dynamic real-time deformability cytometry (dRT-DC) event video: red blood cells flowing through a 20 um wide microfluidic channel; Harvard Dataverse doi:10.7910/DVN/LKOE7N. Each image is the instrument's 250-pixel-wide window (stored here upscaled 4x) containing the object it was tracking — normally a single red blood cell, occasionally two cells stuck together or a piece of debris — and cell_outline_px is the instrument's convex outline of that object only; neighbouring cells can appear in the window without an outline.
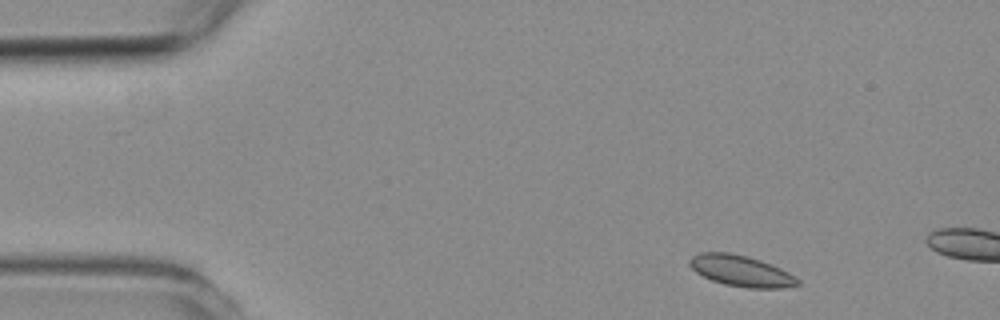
{"species": "common noctule bat (a hibernating species)", "species_latin": "Nyctalus noctula", "temperature_condition": "room temperature", "stored_images_in_passage": 3, "camera_frame_rate_fps": 3000, "um_per_image_px": 0.085, "animal": {"sex": "female", "body_mass_g": 19.3, "forearm_length_mm": 54.1}, "frame": {"image": 1, "passage_image": 1, "time_ms": 0.0, "image_size_px": [1000, 320], "cell_outline_px": [[800, 284], [780, 288], [748, 288], [724, 284], [712, 280], [696, 272], [688, 264], [688, 260], [692, 256], [700, 252], [728, 252], [748, 256], [760, 260], [780, 268], [788, 272], [800, 280]], "centroid_in_image_um": [62.97, 23.02], "position_along_channel_um": 22.0, "area_um2": 19.48}}